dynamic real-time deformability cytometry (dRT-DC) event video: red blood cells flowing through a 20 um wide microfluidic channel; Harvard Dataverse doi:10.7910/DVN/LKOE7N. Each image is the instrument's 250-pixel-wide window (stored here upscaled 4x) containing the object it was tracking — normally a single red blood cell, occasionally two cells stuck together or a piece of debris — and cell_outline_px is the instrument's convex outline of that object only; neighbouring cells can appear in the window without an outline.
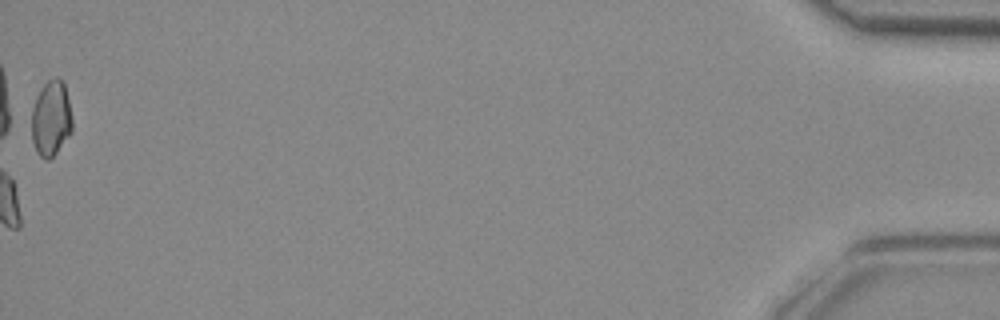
{"species": "common noctule bat (a hibernating species)", "species_latin": "Nyctalus noctula", "temperature_condition": "room temperature", "stored_images_in_passage": 51, "camera_frame_rate_fps": 3000, "um_per_image_px": 0.085, "animal": {"sex": "female", "body_mass_g": 29.2, "forearm_length_mm": 56.3}, "frame": {"image": 1, "passage_image": 51, "time_ms": 16.667, "image_size_px": [1000, 320], "cell_outline_px": [[72, 132], [56, 152], [48, 160], [44, 160], [36, 152], [32, 140], [32, 108], [36, 96], [40, 88], [48, 80], [56, 76], [64, 80], [72, 116]], "centroid_in_image_um": [4.34, 10.04], "position_along_channel_um": 430.9, "area_um2": 18.15}}